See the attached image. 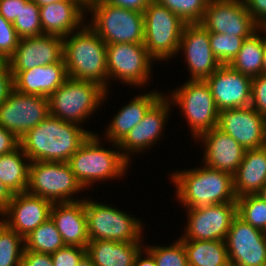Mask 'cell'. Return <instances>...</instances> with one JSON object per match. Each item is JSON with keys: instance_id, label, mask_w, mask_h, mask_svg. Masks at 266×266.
<instances>
[{"instance_id": "4316f807", "label": "cell", "mask_w": 266, "mask_h": 266, "mask_svg": "<svg viewBox=\"0 0 266 266\" xmlns=\"http://www.w3.org/2000/svg\"><path fill=\"white\" fill-rule=\"evenodd\" d=\"M158 92H151L135 97L129 104L120 109L113 118L105 136L117 147L129 131L142 121L148 110L162 97Z\"/></svg>"}, {"instance_id": "b9f144b4", "label": "cell", "mask_w": 266, "mask_h": 266, "mask_svg": "<svg viewBox=\"0 0 266 266\" xmlns=\"http://www.w3.org/2000/svg\"><path fill=\"white\" fill-rule=\"evenodd\" d=\"M13 89V75L9 61L0 60V104L7 99Z\"/></svg>"}, {"instance_id": "3957f363", "label": "cell", "mask_w": 266, "mask_h": 266, "mask_svg": "<svg viewBox=\"0 0 266 266\" xmlns=\"http://www.w3.org/2000/svg\"><path fill=\"white\" fill-rule=\"evenodd\" d=\"M84 26L69 40L67 36L63 38L67 75L73 79L96 82L108 91L107 44L89 25Z\"/></svg>"}, {"instance_id": "60d3db41", "label": "cell", "mask_w": 266, "mask_h": 266, "mask_svg": "<svg viewBox=\"0 0 266 266\" xmlns=\"http://www.w3.org/2000/svg\"><path fill=\"white\" fill-rule=\"evenodd\" d=\"M250 106L266 118V75L252 78Z\"/></svg>"}, {"instance_id": "603a6c76", "label": "cell", "mask_w": 266, "mask_h": 266, "mask_svg": "<svg viewBox=\"0 0 266 266\" xmlns=\"http://www.w3.org/2000/svg\"><path fill=\"white\" fill-rule=\"evenodd\" d=\"M11 72L16 91L44 97H49L68 78L64 59L26 71Z\"/></svg>"}, {"instance_id": "ee69618b", "label": "cell", "mask_w": 266, "mask_h": 266, "mask_svg": "<svg viewBox=\"0 0 266 266\" xmlns=\"http://www.w3.org/2000/svg\"><path fill=\"white\" fill-rule=\"evenodd\" d=\"M247 11L261 26L266 27V0H243Z\"/></svg>"}, {"instance_id": "7a4b0ae2", "label": "cell", "mask_w": 266, "mask_h": 266, "mask_svg": "<svg viewBox=\"0 0 266 266\" xmlns=\"http://www.w3.org/2000/svg\"><path fill=\"white\" fill-rule=\"evenodd\" d=\"M172 181L177 186L179 202L188 208L236 202L233 175L207 166L175 172Z\"/></svg>"}, {"instance_id": "8d00e7d4", "label": "cell", "mask_w": 266, "mask_h": 266, "mask_svg": "<svg viewBox=\"0 0 266 266\" xmlns=\"http://www.w3.org/2000/svg\"><path fill=\"white\" fill-rule=\"evenodd\" d=\"M186 23H200L210 0H154Z\"/></svg>"}, {"instance_id": "5bb4252c", "label": "cell", "mask_w": 266, "mask_h": 266, "mask_svg": "<svg viewBox=\"0 0 266 266\" xmlns=\"http://www.w3.org/2000/svg\"><path fill=\"white\" fill-rule=\"evenodd\" d=\"M187 209L188 226L181 240L225 241L232 220L237 216L236 202Z\"/></svg>"}, {"instance_id": "7bdbcfd3", "label": "cell", "mask_w": 266, "mask_h": 266, "mask_svg": "<svg viewBox=\"0 0 266 266\" xmlns=\"http://www.w3.org/2000/svg\"><path fill=\"white\" fill-rule=\"evenodd\" d=\"M21 266H54L51 254L24 249Z\"/></svg>"}, {"instance_id": "d590c367", "label": "cell", "mask_w": 266, "mask_h": 266, "mask_svg": "<svg viewBox=\"0 0 266 266\" xmlns=\"http://www.w3.org/2000/svg\"><path fill=\"white\" fill-rule=\"evenodd\" d=\"M245 38L210 32V47L221 65H229L237 56Z\"/></svg>"}, {"instance_id": "44dd1931", "label": "cell", "mask_w": 266, "mask_h": 266, "mask_svg": "<svg viewBox=\"0 0 266 266\" xmlns=\"http://www.w3.org/2000/svg\"><path fill=\"white\" fill-rule=\"evenodd\" d=\"M164 95L148 110L142 121L133 127L118 144L123 149V156L129 160V153L140 152L148 148L160 138L165 125L171 101ZM170 102V103H169ZM128 151V152H127Z\"/></svg>"}, {"instance_id": "6da1fadb", "label": "cell", "mask_w": 266, "mask_h": 266, "mask_svg": "<svg viewBox=\"0 0 266 266\" xmlns=\"http://www.w3.org/2000/svg\"><path fill=\"white\" fill-rule=\"evenodd\" d=\"M90 134L50 114L20 139V146L30 162H68Z\"/></svg>"}, {"instance_id": "ab89813d", "label": "cell", "mask_w": 266, "mask_h": 266, "mask_svg": "<svg viewBox=\"0 0 266 266\" xmlns=\"http://www.w3.org/2000/svg\"><path fill=\"white\" fill-rule=\"evenodd\" d=\"M86 254V248L65 245L51 254L54 266H77Z\"/></svg>"}, {"instance_id": "f35d334b", "label": "cell", "mask_w": 266, "mask_h": 266, "mask_svg": "<svg viewBox=\"0 0 266 266\" xmlns=\"http://www.w3.org/2000/svg\"><path fill=\"white\" fill-rule=\"evenodd\" d=\"M19 36L13 26L0 15V60H9L19 44Z\"/></svg>"}, {"instance_id": "d6a6232c", "label": "cell", "mask_w": 266, "mask_h": 266, "mask_svg": "<svg viewBox=\"0 0 266 266\" xmlns=\"http://www.w3.org/2000/svg\"><path fill=\"white\" fill-rule=\"evenodd\" d=\"M24 243L22 236L0 221V266H21Z\"/></svg>"}, {"instance_id": "30bf717a", "label": "cell", "mask_w": 266, "mask_h": 266, "mask_svg": "<svg viewBox=\"0 0 266 266\" xmlns=\"http://www.w3.org/2000/svg\"><path fill=\"white\" fill-rule=\"evenodd\" d=\"M172 94L169 100L181 107L195 138L217 127L219 110L205 80L189 79Z\"/></svg>"}, {"instance_id": "52a82bcc", "label": "cell", "mask_w": 266, "mask_h": 266, "mask_svg": "<svg viewBox=\"0 0 266 266\" xmlns=\"http://www.w3.org/2000/svg\"><path fill=\"white\" fill-rule=\"evenodd\" d=\"M143 16L144 46L152 59L167 60L176 55L186 22L154 0L145 8Z\"/></svg>"}, {"instance_id": "1f68e13d", "label": "cell", "mask_w": 266, "mask_h": 266, "mask_svg": "<svg viewBox=\"0 0 266 266\" xmlns=\"http://www.w3.org/2000/svg\"><path fill=\"white\" fill-rule=\"evenodd\" d=\"M24 242L25 249L45 254H52L65 246L51 218L26 236Z\"/></svg>"}, {"instance_id": "7dc6e473", "label": "cell", "mask_w": 266, "mask_h": 266, "mask_svg": "<svg viewBox=\"0 0 266 266\" xmlns=\"http://www.w3.org/2000/svg\"><path fill=\"white\" fill-rule=\"evenodd\" d=\"M105 3L120 6L127 9H132L139 12H144L145 8L152 0H102Z\"/></svg>"}, {"instance_id": "681fc988", "label": "cell", "mask_w": 266, "mask_h": 266, "mask_svg": "<svg viewBox=\"0 0 266 266\" xmlns=\"http://www.w3.org/2000/svg\"><path fill=\"white\" fill-rule=\"evenodd\" d=\"M143 251H139V253L137 254L135 261H134V265L133 266H156L155 263V259L153 257V255L146 249V255L148 257L142 259L140 258Z\"/></svg>"}, {"instance_id": "7402d4cb", "label": "cell", "mask_w": 266, "mask_h": 266, "mask_svg": "<svg viewBox=\"0 0 266 266\" xmlns=\"http://www.w3.org/2000/svg\"><path fill=\"white\" fill-rule=\"evenodd\" d=\"M205 143V166L234 175L243 160L245 149L217 127L201 134Z\"/></svg>"}, {"instance_id": "f1b7e54d", "label": "cell", "mask_w": 266, "mask_h": 266, "mask_svg": "<svg viewBox=\"0 0 266 266\" xmlns=\"http://www.w3.org/2000/svg\"><path fill=\"white\" fill-rule=\"evenodd\" d=\"M23 159L29 160L21 146L0 155V181L13 194L26 192L28 188L30 163L23 162Z\"/></svg>"}, {"instance_id": "f546056e", "label": "cell", "mask_w": 266, "mask_h": 266, "mask_svg": "<svg viewBox=\"0 0 266 266\" xmlns=\"http://www.w3.org/2000/svg\"><path fill=\"white\" fill-rule=\"evenodd\" d=\"M189 266H220L228 258L225 241L182 240Z\"/></svg>"}, {"instance_id": "277c9868", "label": "cell", "mask_w": 266, "mask_h": 266, "mask_svg": "<svg viewBox=\"0 0 266 266\" xmlns=\"http://www.w3.org/2000/svg\"><path fill=\"white\" fill-rule=\"evenodd\" d=\"M93 14L90 28L107 44H144L142 12L94 0L87 4Z\"/></svg>"}, {"instance_id": "f5cc1de1", "label": "cell", "mask_w": 266, "mask_h": 266, "mask_svg": "<svg viewBox=\"0 0 266 266\" xmlns=\"http://www.w3.org/2000/svg\"><path fill=\"white\" fill-rule=\"evenodd\" d=\"M31 1H33L39 7H41V6H45L48 4H52V3H55L58 1H64V0H31Z\"/></svg>"}, {"instance_id": "8992f818", "label": "cell", "mask_w": 266, "mask_h": 266, "mask_svg": "<svg viewBox=\"0 0 266 266\" xmlns=\"http://www.w3.org/2000/svg\"><path fill=\"white\" fill-rule=\"evenodd\" d=\"M106 92L96 82L68 77L48 97L50 114L65 122L79 124L100 106Z\"/></svg>"}, {"instance_id": "816d5d0a", "label": "cell", "mask_w": 266, "mask_h": 266, "mask_svg": "<svg viewBox=\"0 0 266 266\" xmlns=\"http://www.w3.org/2000/svg\"><path fill=\"white\" fill-rule=\"evenodd\" d=\"M77 266H94L92 259L85 254L81 260L78 262Z\"/></svg>"}, {"instance_id": "2e32d148", "label": "cell", "mask_w": 266, "mask_h": 266, "mask_svg": "<svg viewBox=\"0 0 266 266\" xmlns=\"http://www.w3.org/2000/svg\"><path fill=\"white\" fill-rule=\"evenodd\" d=\"M228 258L240 266H266V241L263 231L236 216L227 233Z\"/></svg>"}, {"instance_id": "f907efd6", "label": "cell", "mask_w": 266, "mask_h": 266, "mask_svg": "<svg viewBox=\"0 0 266 266\" xmlns=\"http://www.w3.org/2000/svg\"><path fill=\"white\" fill-rule=\"evenodd\" d=\"M260 30L266 33V27H260ZM262 75H266V36L264 37V57H263Z\"/></svg>"}, {"instance_id": "9a60e30c", "label": "cell", "mask_w": 266, "mask_h": 266, "mask_svg": "<svg viewBox=\"0 0 266 266\" xmlns=\"http://www.w3.org/2000/svg\"><path fill=\"white\" fill-rule=\"evenodd\" d=\"M217 128L245 150L266 146V118L251 106L220 110Z\"/></svg>"}, {"instance_id": "d4e9b609", "label": "cell", "mask_w": 266, "mask_h": 266, "mask_svg": "<svg viewBox=\"0 0 266 266\" xmlns=\"http://www.w3.org/2000/svg\"><path fill=\"white\" fill-rule=\"evenodd\" d=\"M85 8L87 5L82 0H64L39 7L43 34L64 38L74 29L79 30Z\"/></svg>"}, {"instance_id": "4fadbf2b", "label": "cell", "mask_w": 266, "mask_h": 266, "mask_svg": "<svg viewBox=\"0 0 266 266\" xmlns=\"http://www.w3.org/2000/svg\"><path fill=\"white\" fill-rule=\"evenodd\" d=\"M109 77L122 79L130 85H143L150 78L152 57L144 44L114 43L106 45Z\"/></svg>"}, {"instance_id": "8fae6325", "label": "cell", "mask_w": 266, "mask_h": 266, "mask_svg": "<svg viewBox=\"0 0 266 266\" xmlns=\"http://www.w3.org/2000/svg\"><path fill=\"white\" fill-rule=\"evenodd\" d=\"M49 115L48 97L22 94L15 89L0 104V126L19 139Z\"/></svg>"}, {"instance_id": "5b68a950", "label": "cell", "mask_w": 266, "mask_h": 266, "mask_svg": "<svg viewBox=\"0 0 266 266\" xmlns=\"http://www.w3.org/2000/svg\"><path fill=\"white\" fill-rule=\"evenodd\" d=\"M98 136H90L70 157L68 163L83 188L96 180L122 177L129 161L119 151L100 147Z\"/></svg>"}, {"instance_id": "4dcf8cb0", "label": "cell", "mask_w": 266, "mask_h": 266, "mask_svg": "<svg viewBox=\"0 0 266 266\" xmlns=\"http://www.w3.org/2000/svg\"><path fill=\"white\" fill-rule=\"evenodd\" d=\"M254 32L245 38L240 51L229 66L243 75L251 78L262 74L264 57V38Z\"/></svg>"}, {"instance_id": "bcb514c9", "label": "cell", "mask_w": 266, "mask_h": 266, "mask_svg": "<svg viewBox=\"0 0 266 266\" xmlns=\"http://www.w3.org/2000/svg\"><path fill=\"white\" fill-rule=\"evenodd\" d=\"M20 146V139L11 131L0 126V155L7 154Z\"/></svg>"}, {"instance_id": "e575fe53", "label": "cell", "mask_w": 266, "mask_h": 266, "mask_svg": "<svg viewBox=\"0 0 266 266\" xmlns=\"http://www.w3.org/2000/svg\"><path fill=\"white\" fill-rule=\"evenodd\" d=\"M13 26L20 39L43 34L39 6L31 0L21 4V12L13 22Z\"/></svg>"}, {"instance_id": "d6986e66", "label": "cell", "mask_w": 266, "mask_h": 266, "mask_svg": "<svg viewBox=\"0 0 266 266\" xmlns=\"http://www.w3.org/2000/svg\"><path fill=\"white\" fill-rule=\"evenodd\" d=\"M218 110L250 106L252 78L221 65L206 80Z\"/></svg>"}, {"instance_id": "484cf974", "label": "cell", "mask_w": 266, "mask_h": 266, "mask_svg": "<svg viewBox=\"0 0 266 266\" xmlns=\"http://www.w3.org/2000/svg\"><path fill=\"white\" fill-rule=\"evenodd\" d=\"M233 181L237 198L257 193L266 183V146L245 150Z\"/></svg>"}, {"instance_id": "c3c4849f", "label": "cell", "mask_w": 266, "mask_h": 266, "mask_svg": "<svg viewBox=\"0 0 266 266\" xmlns=\"http://www.w3.org/2000/svg\"><path fill=\"white\" fill-rule=\"evenodd\" d=\"M14 194L0 181V214L8 207Z\"/></svg>"}, {"instance_id": "7c38bea8", "label": "cell", "mask_w": 266, "mask_h": 266, "mask_svg": "<svg viewBox=\"0 0 266 266\" xmlns=\"http://www.w3.org/2000/svg\"><path fill=\"white\" fill-rule=\"evenodd\" d=\"M200 24L209 32L237 37H249L261 27L243 0H210Z\"/></svg>"}, {"instance_id": "e0dca14e", "label": "cell", "mask_w": 266, "mask_h": 266, "mask_svg": "<svg viewBox=\"0 0 266 266\" xmlns=\"http://www.w3.org/2000/svg\"><path fill=\"white\" fill-rule=\"evenodd\" d=\"M185 52L190 80H206L220 66L210 47V32L200 23H186L179 49Z\"/></svg>"}, {"instance_id": "9c48e42d", "label": "cell", "mask_w": 266, "mask_h": 266, "mask_svg": "<svg viewBox=\"0 0 266 266\" xmlns=\"http://www.w3.org/2000/svg\"><path fill=\"white\" fill-rule=\"evenodd\" d=\"M85 214L90 241L140 243L141 222L123 211L102 203L85 200Z\"/></svg>"}, {"instance_id": "74e56055", "label": "cell", "mask_w": 266, "mask_h": 266, "mask_svg": "<svg viewBox=\"0 0 266 266\" xmlns=\"http://www.w3.org/2000/svg\"><path fill=\"white\" fill-rule=\"evenodd\" d=\"M146 249L153 255L156 266H189L181 239L168 247L153 246Z\"/></svg>"}, {"instance_id": "836d02e7", "label": "cell", "mask_w": 266, "mask_h": 266, "mask_svg": "<svg viewBox=\"0 0 266 266\" xmlns=\"http://www.w3.org/2000/svg\"><path fill=\"white\" fill-rule=\"evenodd\" d=\"M237 216L252 227L263 231L266 227V202L255 194L238 197Z\"/></svg>"}, {"instance_id": "cb8c5ba5", "label": "cell", "mask_w": 266, "mask_h": 266, "mask_svg": "<svg viewBox=\"0 0 266 266\" xmlns=\"http://www.w3.org/2000/svg\"><path fill=\"white\" fill-rule=\"evenodd\" d=\"M50 218L68 246L87 248L90 242L85 214V201L53 203Z\"/></svg>"}, {"instance_id": "11a10c76", "label": "cell", "mask_w": 266, "mask_h": 266, "mask_svg": "<svg viewBox=\"0 0 266 266\" xmlns=\"http://www.w3.org/2000/svg\"><path fill=\"white\" fill-rule=\"evenodd\" d=\"M220 266H240L236 261L227 259L222 265Z\"/></svg>"}, {"instance_id": "9f6ffc18", "label": "cell", "mask_w": 266, "mask_h": 266, "mask_svg": "<svg viewBox=\"0 0 266 266\" xmlns=\"http://www.w3.org/2000/svg\"><path fill=\"white\" fill-rule=\"evenodd\" d=\"M263 236H264V239L266 241V227L263 229Z\"/></svg>"}, {"instance_id": "ba28073f", "label": "cell", "mask_w": 266, "mask_h": 266, "mask_svg": "<svg viewBox=\"0 0 266 266\" xmlns=\"http://www.w3.org/2000/svg\"><path fill=\"white\" fill-rule=\"evenodd\" d=\"M83 190L68 162L31 161L27 192L52 203L76 202L71 195Z\"/></svg>"}, {"instance_id": "ffe728a7", "label": "cell", "mask_w": 266, "mask_h": 266, "mask_svg": "<svg viewBox=\"0 0 266 266\" xmlns=\"http://www.w3.org/2000/svg\"><path fill=\"white\" fill-rule=\"evenodd\" d=\"M53 203L40 196L21 192L14 194L8 207L1 213L3 222L25 238L50 218ZM9 218V219H8Z\"/></svg>"}, {"instance_id": "ac0fdd59", "label": "cell", "mask_w": 266, "mask_h": 266, "mask_svg": "<svg viewBox=\"0 0 266 266\" xmlns=\"http://www.w3.org/2000/svg\"><path fill=\"white\" fill-rule=\"evenodd\" d=\"M63 38L41 34L22 38L13 56L8 60L11 71H26L63 60Z\"/></svg>"}, {"instance_id": "f6af8a7d", "label": "cell", "mask_w": 266, "mask_h": 266, "mask_svg": "<svg viewBox=\"0 0 266 266\" xmlns=\"http://www.w3.org/2000/svg\"><path fill=\"white\" fill-rule=\"evenodd\" d=\"M29 0H0V15L8 22L13 23L21 12V4Z\"/></svg>"}, {"instance_id": "83f0119b", "label": "cell", "mask_w": 266, "mask_h": 266, "mask_svg": "<svg viewBox=\"0 0 266 266\" xmlns=\"http://www.w3.org/2000/svg\"><path fill=\"white\" fill-rule=\"evenodd\" d=\"M140 244L95 240L88 243L86 254L94 266H133L137 254L142 250Z\"/></svg>"}, {"instance_id": "db71d44e", "label": "cell", "mask_w": 266, "mask_h": 266, "mask_svg": "<svg viewBox=\"0 0 266 266\" xmlns=\"http://www.w3.org/2000/svg\"><path fill=\"white\" fill-rule=\"evenodd\" d=\"M255 195L266 202V183L257 191Z\"/></svg>"}]
</instances>
